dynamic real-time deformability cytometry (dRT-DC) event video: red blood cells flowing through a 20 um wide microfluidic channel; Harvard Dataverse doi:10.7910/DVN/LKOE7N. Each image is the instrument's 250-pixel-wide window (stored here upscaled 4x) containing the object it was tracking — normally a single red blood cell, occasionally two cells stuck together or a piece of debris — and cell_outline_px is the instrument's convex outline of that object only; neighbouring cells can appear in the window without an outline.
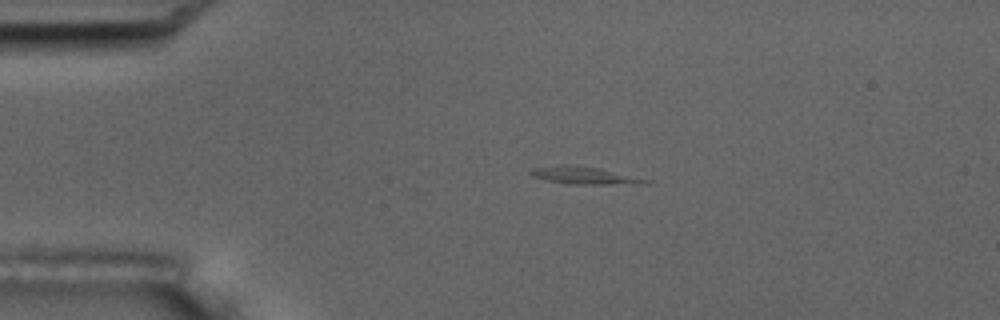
{"species": "common noctule bat (a hibernating species)", "species_latin": "Nyctalus noctula", "temperature_condition": "room temperature", "stored_images_in_passage": 3, "camera_frame_rate_fps": 3000, "um_per_image_px": 0.085, "animal": {"sex": "male", "body_mass_g": 17.5, "forearm_length_mm": 52.3}, "frame": {"image": 1, "passage_image": 2, "time_ms": 2.0, "image_size_px": [1000, 320], "cell_outline_px": [[652, 180], [648, 184], [568, 184], [548, 180], [532, 176], [528, 172], [532, 168], [560, 164], [564, 164], [600, 168]], "centroid_in_image_um": [49.68, 14.91], "position_along_channel_um": 35.3, "area_um2": 11.73}}